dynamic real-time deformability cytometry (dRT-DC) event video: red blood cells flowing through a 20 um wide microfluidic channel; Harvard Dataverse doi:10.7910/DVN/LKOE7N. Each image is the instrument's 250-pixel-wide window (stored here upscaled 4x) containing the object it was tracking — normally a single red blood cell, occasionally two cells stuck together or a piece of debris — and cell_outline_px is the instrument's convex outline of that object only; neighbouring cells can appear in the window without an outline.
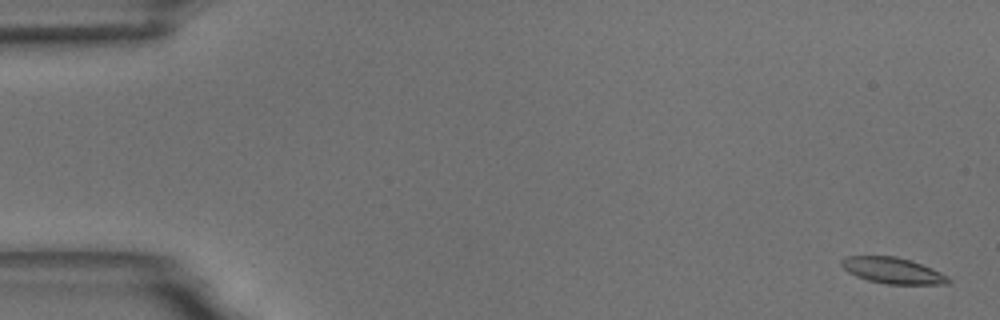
{"species": "common noctule bat (a hibernating species)", "species_latin": "Nyctalus noctula", "temperature_condition": "room temperature", "stored_images_in_passage": 57, "camera_frame_rate_fps": 3000, "um_per_image_px": 0.085, "animal": {"sex": "male", "body_mass_g": 18.8}, "frame": {"image": 1, "passage_image": 2, "time_ms": 0.333, "image_size_px": [1000, 320], "cell_outline_px": [[952, 280], [948, 284], [888, 284], [868, 280], [856, 276], [848, 272], [840, 264], [840, 260], [844, 256], [896, 256], [912, 260], [932, 268], [948, 276]], "centroid_in_image_um": [75.88, 22.99], "position_along_channel_um": 9.1, "area_um2": 16.36}}
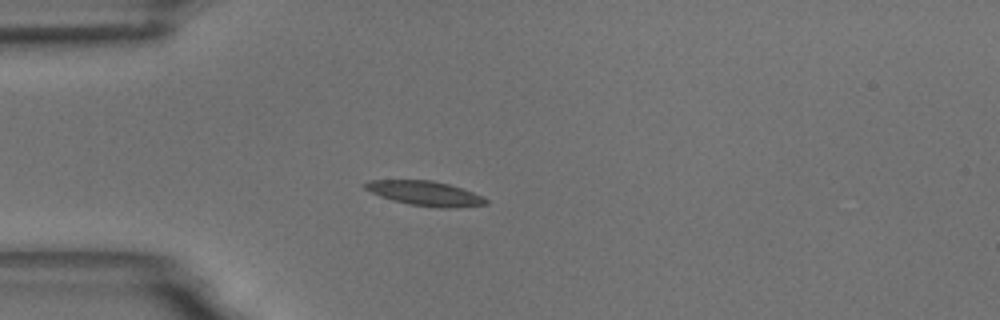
{"frame": {"image": 2, "passage_image": 16, "time_ms": 5.0, "image_size_px": [1000, 320], "cell_outline_px": [[488, 204], [456, 208], [440, 208], [408, 204], [392, 200], [380, 196], [364, 188], [360, 184], [368, 180], [432, 180], [448, 184], [472, 192], [488, 200]], "centroid_in_image_um": [36.09, 16.44], "position_along_channel_um": 48.9, "area_um2": 17.34}}
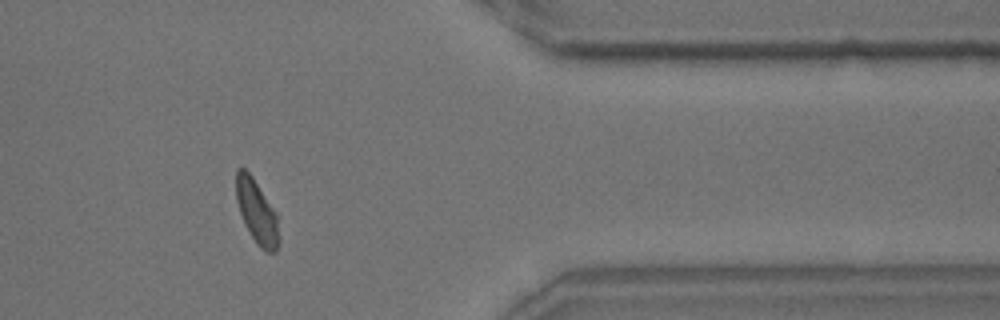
{"frame": {"image": 3, "passage_image": 47, "time_ms": 15.333, "image_size_px": [1000, 320], "cell_outline_px": [[280, 240], [276, 252], [268, 252], [260, 248], [244, 224], [236, 200], [236, 168], [244, 168], [252, 176], [280, 216]], "centroid_in_image_um": [21.88, 18.02], "position_along_channel_um": 389.5, "area_um2": 16.36}, "authors_computed_cell_mechanics": {"area_um2": 16.5886, "velocity_mm_per_s": 3.6101, "shape_relaxation_time_tau1_ms": 4.1316, "shape_relaxation_time_tau2_ms": 2.7, "deformation_change_tau1": 0.1341, "deformation_change_tau2": 0.0682}}